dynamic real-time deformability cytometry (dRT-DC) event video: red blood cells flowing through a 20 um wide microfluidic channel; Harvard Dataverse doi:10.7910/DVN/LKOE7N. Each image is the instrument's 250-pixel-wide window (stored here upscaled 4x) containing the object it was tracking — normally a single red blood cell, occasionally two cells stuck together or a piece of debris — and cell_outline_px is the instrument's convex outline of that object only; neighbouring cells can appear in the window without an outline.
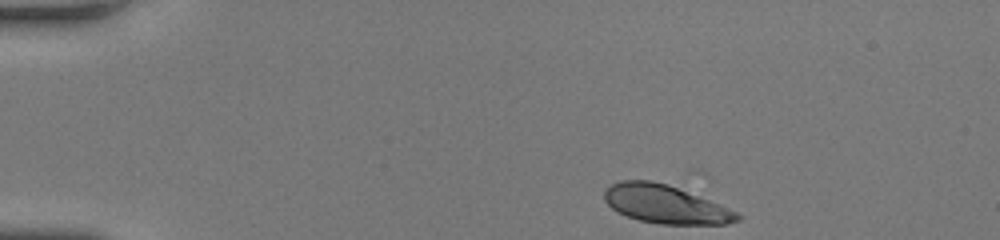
{"species": "human", "species_latin": "Homo sapiens", "temperature_condition": "room temperature", "stored_images_in_passage": 25, "camera_frame_rate_fps": 3000, "um_per_image_px": 0.085, "donor": {"sex": "female"}, "frame": {"image": 1, "passage_image": 1, "time_ms": 0.0, "image_size_px": [1000, 240], "cell_outline_px": [[740, 220], [724, 224], [660, 224], [640, 220], [616, 212], [604, 200], [604, 188], [608, 184], [620, 180], [652, 180], [668, 184], [720, 204], [736, 212], [740, 216]], "centroid_in_image_um": [56.5, 17.34], "position_along_channel_um": 28.5, "area_um2": 29.71}}
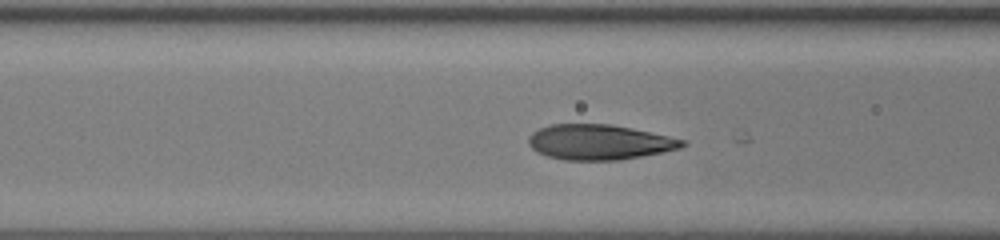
{"frame": {"image": 2, "passage_image": 14, "time_ms": 4.333, "image_size_px": [1000, 240], "cell_outline_px": [[688, 144], [680, 148], [664, 152], [620, 160], [564, 160], [548, 156], [536, 152], [528, 144], [528, 136], [532, 132], [540, 128], [552, 124], [612, 124], [632, 128], [688, 140]], "centroid_in_image_um": [50.96, 12.08], "position_along_channel_um": 115.6, "area_um2": 31.79}}
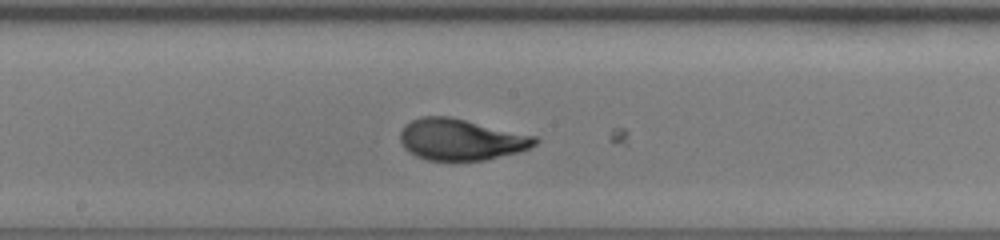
{"frame": {"image": 3, "passage_image": 21, "time_ms": 6.667, "image_size_px": [1000, 240], "cell_outline_px": [[540, 140], [536, 144], [528, 148], [516, 152], [484, 160], [428, 160], [416, 156], [408, 152], [404, 148], [400, 140], [400, 132], [404, 124], [420, 116], [448, 116], [536, 136]], "centroid_in_image_um": [39.14, 11.85], "position_along_channel_um": 209.1, "area_um2": 32.31}}